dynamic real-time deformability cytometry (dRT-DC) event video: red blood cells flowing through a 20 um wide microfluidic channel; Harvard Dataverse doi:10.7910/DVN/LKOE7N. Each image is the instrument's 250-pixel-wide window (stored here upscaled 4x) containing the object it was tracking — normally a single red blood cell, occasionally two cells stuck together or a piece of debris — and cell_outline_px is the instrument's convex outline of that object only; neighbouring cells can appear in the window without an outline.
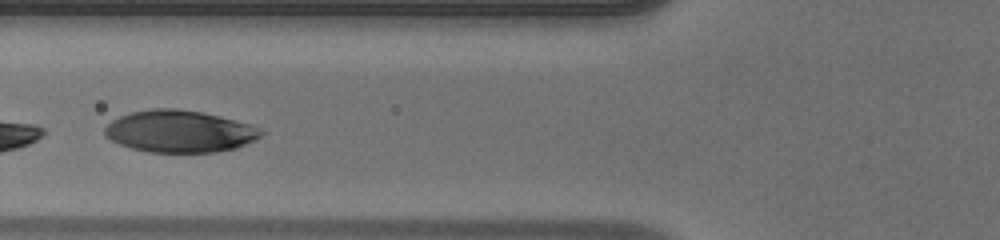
{"species": "human", "species_latin": "Homo sapiens", "temperature_condition": "warm", "stored_images_in_passage": 19, "camera_frame_rate_fps": 3000, "um_per_image_px": 0.085, "donor": {"sex": "male"}, "frame": {"image": 1, "passage_image": 11, "time_ms": 3.333, "image_size_px": [1000, 240], "cell_outline_px": [[264, 132], [260, 136], [236, 148], [216, 152], [148, 152], [132, 148], [120, 144], [104, 136], [104, 128], [112, 120], [120, 116], [132, 112], [152, 108], [176, 108], [204, 112], [252, 124], [260, 128]], "centroid_in_image_um": [15.26, 11.15], "position_along_channel_um": 110.5, "area_um2": 38.32}}